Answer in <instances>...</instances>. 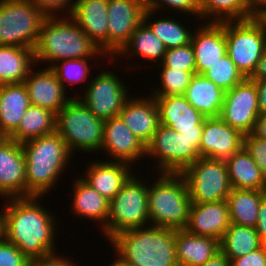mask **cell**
Masks as SVG:
<instances>
[{
	"mask_svg": "<svg viewBox=\"0 0 266 266\" xmlns=\"http://www.w3.org/2000/svg\"><path fill=\"white\" fill-rule=\"evenodd\" d=\"M175 236L173 228L149 225L123 231L109 241L117 257L131 266H179Z\"/></svg>",
	"mask_w": 266,
	"mask_h": 266,
	"instance_id": "cell-3",
	"label": "cell"
},
{
	"mask_svg": "<svg viewBox=\"0 0 266 266\" xmlns=\"http://www.w3.org/2000/svg\"><path fill=\"white\" fill-rule=\"evenodd\" d=\"M263 246L254 227L230 224L221 241L220 250L231 259L249 254Z\"/></svg>",
	"mask_w": 266,
	"mask_h": 266,
	"instance_id": "cell-34",
	"label": "cell"
},
{
	"mask_svg": "<svg viewBox=\"0 0 266 266\" xmlns=\"http://www.w3.org/2000/svg\"><path fill=\"white\" fill-rule=\"evenodd\" d=\"M160 67L196 71L195 55L191 43L167 49Z\"/></svg>",
	"mask_w": 266,
	"mask_h": 266,
	"instance_id": "cell-40",
	"label": "cell"
},
{
	"mask_svg": "<svg viewBox=\"0 0 266 266\" xmlns=\"http://www.w3.org/2000/svg\"><path fill=\"white\" fill-rule=\"evenodd\" d=\"M250 16L266 18V0H245Z\"/></svg>",
	"mask_w": 266,
	"mask_h": 266,
	"instance_id": "cell-48",
	"label": "cell"
},
{
	"mask_svg": "<svg viewBox=\"0 0 266 266\" xmlns=\"http://www.w3.org/2000/svg\"><path fill=\"white\" fill-rule=\"evenodd\" d=\"M56 131L71 154L75 149L82 153L100 151L104 120L96 117L80 99L72 97L56 114Z\"/></svg>",
	"mask_w": 266,
	"mask_h": 266,
	"instance_id": "cell-6",
	"label": "cell"
},
{
	"mask_svg": "<svg viewBox=\"0 0 266 266\" xmlns=\"http://www.w3.org/2000/svg\"><path fill=\"white\" fill-rule=\"evenodd\" d=\"M200 134H185L159 124L146 145V157L158 159L161 173H182L199 156Z\"/></svg>",
	"mask_w": 266,
	"mask_h": 266,
	"instance_id": "cell-9",
	"label": "cell"
},
{
	"mask_svg": "<svg viewBox=\"0 0 266 266\" xmlns=\"http://www.w3.org/2000/svg\"><path fill=\"white\" fill-rule=\"evenodd\" d=\"M255 229L260 237L261 243L266 246V194L261 198Z\"/></svg>",
	"mask_w": 266,
	"mask_h": 266,
	"instance_id": "cell-47",
	"label": "cell"
},
{
	"mask_svg": "<svg viewBox=\"0 0 266 266\" xmlns=\"http://www.w3.org/2000/svg\"><path fill=\"white\" fill-rule=\"evenodd\" d=\"M70 4H71V8L74 9L75 7H77L78 5H80L83 2H86L88 0H69Z\"/></svg>",
	"mask_w": 266,
	"mask_h": 266,
	"instance_id": "cell-54",
	"label": "cell"
},
{
	"mask_svg": "<svg viewBox=\"0 0 266 266\" xmlns=\"http://www.w3.org/2000/svg\"><path fill=\"white\" fill-rule=\"evenodd\" d=\"M153 97L158 105L160 124L188 135L202 133L206 117L188 102L185 95Z\"/></svg>",
	"mask_w": 266,
	"mask_h": 266,
	"instance_id": "cell-18",
	"label": "cell"
},
{
	"mask_svg": "<svg viewBox=\"0 0 266 266\" xmlns=\"http://www.w3.org/2000/svg\"><path fill=\"white\" fill-rule=\"evenodd\" d=\"M243 147L260 168L266 181V139L256 137L252 133L244 135Z\"/></svg>",
	"mask_w": 266,
	"mask_h": 266,
	"instance_id": "cell-41",
	"label": "cell"
},
{
	"mask_svg": "<svg viewBox=\"0 0 266 266\" xmlns=\"http://www.w3.org/2000/svg\"><path fill=\"white\" fill-rule=\"evenodd\" d=\"M33 64L34 49L0 45V85L23 83Z\"/></svg>",
	"mask_w": 266,
	"mask_h": 266,
	"instance_id": "cell-29",
	"label": "cell"
},
{
	"mask_svg": "<svg viewBox=\"0 0 266 266\" xmlns=\"http://www.w3.org/2000/svg\"><path fill=\"white\" fill-rule=\"evenodd\" d=\"M73 214L107 225L109 201L86 183L81 177L74 181ZM103 223V224H102Z\"/></svg>",
	"mask_w": 266,
	"mask_h": 266,
	"instance_id": "cell-30",
	"label": "cell"
},
{
	"mask_svg": "<svg viewBox=\"0 0 266 266\" xmlns=\"http://www.w3.org/2000/svg\"><path fill=\"white\" fill-rule=\"evenodd\" d=\"M112 71H101L84 93L83 102L91 112L102 120L111 119L120 115V112L129 98L125 83Z\"/></svg>",
	"mask_w": 266,
	"mask_h": 266,
	"instance_id": "cell-12",
	"label": "cell"
},
{
	"mask_svg": "<svg viewBox=\"0 0 266 266\" xmlns=\"http://www.w3.org/2000/svg\"><path fill=\"white\" fill-rule=\"evenodd\" d=\"M260 116L255 83L246 78L224 94L219 117L242 135L253 132Z\"/></svg>",
	"mask_w": 266,
	"mask_h": 266,
	"instance_id": "cell-13",
	"label": "cell"
},
{
	"mask_svg": "<svg viewBox=\"0 0 266 266\" xmlns=\"http://www.w3.org/2000/svg\"><path fill=\"white\" fill-rule=\"evenodd\" d=\"M140 180L132 174L109 202L107 225L101 228L107 240L123 231L149 225L148 185Z\"/></svg>",
	"mask_w": 266,
	"mask_h": 266,
	"instance_id": "cell-7",
	"label": "cell"
},
{
	"mask_svg": "<svg viewBox=\"0 0 266 266\" xmlns=\"http://www.w3.org/2000/svg\"><path fill=\"white\" fill-rule=\"evenodd\" d=\"M176 258L179 266H201L220 251V241L197 236L186 229L176 230Z\"/></svg>",
	"mask_w": 266,
	"mask_h": 266,
	"instance_id": "cell-26",
	"label": "cell"
},
{
	"mask_svg": "<svg viewBox=\"0 0 266 266\" xmlns=\"http://www.w3.org/2000/svg\"><path fill=\"white\" fill-rule=\"evenodd\" d=\"M191 203H209L227 200L232 186L225 160L199 157L182 173Z\"/></svg>",
	"mask_w": 266,
	"mask_h": 266,
	"instance_id": "cell-11",
	"label": "cell"
},
{
	"mask_svg": "<svg viewBox=\"0 0 266 266\" xmlns=\"http://www.w3.org/2000/svg\"><path fill=\"white\" fill-rule=\"evenodd\" d=\"M252 134L256 137L266 139V113L258 117Z\"/></svg>",
	"mask_w": 266,
	"mask_h": 266,
	"instance_id": "cell-52",
	"label": "cell"
},
{
	"mask_svg": "<svg viewBox=\"0 0 266 266\" xmlns=\"http://www.w3.org/2000/svg\"><path fill=\"white\" fill-rule=\"evenodd\" d=\"M0 196L26 197L25 156L21 143L0 138Z\"/></svg>",
	"mask_w": 266,
	"mask_h": 266,
	"instance_id": "cell-15",
	"label": "cell"
},
{
	"mask_svg": "<svg viewBox=\"0 0 266 266\" xmlns=\"http://www.w3.org/2000/svg\"><path fill=\"white\" fill-rule=\"evenodd\" d=\"M3 237V212L0 213V238Z\"/></svg>",
	"mask_w": 266,
	"mask_h": 266,
	"instance_id": "cell-55",
	"label": "cell"
},
{
	"mask_svg": "<svg viewBox=\"0 0 266 266\" xmlns=\"http://www.w3.org/2000/svg\"><path fill=\"white\" fill-rule=\"evenodd\" d=\"M200 18L213 17L211 22L247 20L249 14L245 0H198Z\"/></svg>",
	"mask_w": 266,
	"mask_h": 266,
	"instance_id": "cell-36",
	"label": "cell"
},
{
	"mask_svg": "<svg viewBox=\"0 0 266 266\" xmlns=\"http://www.w3.org/2000/svg\"><path fill=\"white\" fill-rule=\"evenodd\" d=\"M200 135V157L226 160L243 147L244 135L220 117H206Z\"/></svg>",
	"mask_w": 266,
	"mask_h": 266,
	"instance_id": "cell-16",
	"label": "cell"
},
{
	"mask_svg": "<svg viewBox=\"0 0 266 266\" xmlns=\"http://www.w3.org/2000/svg\"><path fill=\"white\" fill-rule=\"evenodd\" d=\"M30 260L13 243L0 238V266H29Z\"/></svg>",
	"mask_w": 266,
	"mask_h": 266,
	"instance_id": "cell-42",
	"label": "cell"
},
{
	"mask_svg": "<svg viewBox=\"0 0 266 266\" xmlns=\"http://www.w3.org/2000/svg\"><path fill=\"white\" fill-rule=\"evenodd\" d=\"M71 17L81 30L108 54V0H88L73 9Z\"/></svg>",
	"mask_w": 266,
	"mask_h": 266,
	"instance_id": "cell-24",
	"label": "cell"
},
{
	"mask_svg": "<svg viewBox=\"0 0 266 266\" xmlns=\"http://www.w3.org/2000/svg\"><path fill=\"white\" fill-rule=\"evenodd\" d=\"M225 162L232 188L266 191V181L260 168L244 147Z\"/></svg>",
	"mask_w": 266,
	"mask_h": 266,
	"instance_id": "cell-28",
	"label": "cell"
},
{
	"mask_svg": "<svg viewBox=\"0 0 266 266\" xmlns=\"http://www.w3.org/2000/svg\"><path fill=\"white\" fill-rule=\"evenodd\" d=\"M36 196L9 198L3 211V237L29 259L57 252L54 248L56 223Z\"/></svg>",
	"mask_w": 266,
	"mask_h": 266,
	"instance_id": "cell-1",
	"label": "cell"
},
{
	"mask_svg": "<svg viewBox=\"0 0 266 266\" xmlns=\"http://www.w3.org/2000/svg\"><path fill=\"white\" fill-rule=\"evenodd\" d=\"M227 54L249 78L266 49V18L225 21Z\"/></svg>",
	"mask_w": 266,
	"mask_h": 266,
	"instance_id": "cell-8",
	"label": "cell"
},
{
	"mask_svg": "<svg viewBox=\"0 0 266 266\" xmlns=\"http://www.w3.org/2000/svg\"><path fill=\"white\" fill-rule=\"evenodd\" d=\"M60 257V258H59ZM70 259L62 256H57V253H50L49 255L42 256L30 260L29 266H77Z\"/></svg>",
	"mask_w": 266,
	"mask_h": 266,
	"instance_id": "cell-46",
	"label": "cell"
},
{
	"mask_svg": "<svg viewBox=\"0 0 266 266\" xmlns=\"http://www.w3.org/2000/svg\"><path fill=\"white\" fill-rule=\"evenodd\" d=\"M194 31L190 43L195 55L196 74H203L227 54L225 21H209Z\"/></svg>",
	"mask_w": 266,
	"mask_h": 266,
	"instance_id": "cell-19",
	"label": "cell"
},
{
	"mask_svg": "<svg viewBox=\"0 0 266 266\" xmlns=\"http://www.w3.org/2000/svg\"><path fill=\"white\" fill-rule=\"evenodd\" d=\"M230 266H266V246L249 254L230 260Z\"/></svg>",
	"mask_w": 266,
	"mask_h": 266,
	"instance_id": "cell-45",
	"label": "cell"
},
{
	"mask_svg": "<svg viewBox=\"0 0 266 266\" xmlns=\"http://www.w3.org/2000/svg\"><path fill=\"white\" fill-rule=\"evenodd\" d=\"M225 92L203 74H194L185 92L188 102L205 117H219Z\"/></svg>",
	"mask_w": 266,
	"mask_h": 266,
	"instance_id": "cell-27",
	"label": "cell"
},
{
	"mask_svg": "<svg viewBox=\"0 0 266 266\" xmlns=\"http://www.w3.org/2000/svg\"><path fill=\"white\" fill-rule=\"evenodd\" d=\"M88 58L60 60L53 65H48L56 75L57 79L65 88V82L70 85L78 82H87V76L90 74ZM61 62V63H60Z\"/></svg>",
	"mask_w": 266,
	"mask_h": 266,
	"instance_id": "cell-39",
	"label": "cell"
},
{
	"mask_svg": "<svg viewBox=\"0 0 266 266\" xmlns=\"http://www.w3.org/2000/svg\"><path fill=\"white\" fill-rule=\"evenodd\" d=\"M145 9L144 0H108V58L114 59L128 42Z\"/></svg>",
	"mask_w": 266,
	"mask_h": 266,
	"instance_id": "cell-14",
	"label": "cell"
},
{
	"mask_svg": "<svg viewBox=\"0 0 266 266\" xmlns=\"http://www.w3.org/2000/svg\"><path fill=\"white\" fill-rule=\"evenodd\" d=\"M249 80H261L266 79V49L260 60L257 62L255 70L252 75L248 78Z\"/></svg>",
	"mask_w": 266,
	"mask_h": 266,
	"instance_id": "cell-50",
	"label": "cell"
},
{
	"mask_svg": "<svg viewBox=\"0 0 266 266\" xmlns=\"http://www.w3.org/2000/svg\"><path fill=\"white\" fill-rule=\"evenodd\" d=\"M266 191L232 188L227 197L232 224L256 227L261 198Z\"/></svg>",
	"mask_w": 266,
	"mask_h": 266,
	"instance_id": "cell-31",
	"label": "cell"
},
{
	"mask_svg": "<svg viewBox=\"0 0 266 266\" xmlns=\"http://www.w3.org/2000/svg\"><path fill=\"white\" fill-rule=\"evenodd\" d=\"M145 98L135 99L131 97L127 99L119 116L132 133L146 146L158 128L160 118L155 97Z\"/></svg>",
	"mask_w": 266,
	"mask_h": 266,
	"instance_id": "cell-22",
	"label": "cell"
},
{
	"mask_svg": "<svg viewBox=\"0 0 266 266\" xmlns=\"http://www.w3.org/2000/svg\"><path fill=\"white\" fill-rule=\"evenodd\" d=\"M144 3L146 9H151L155 12L161 7H164L163 5H167L168 7L177 10V12H187L189 14L191 13V15L196 14L197 17H200L198 0H144Z\"/></svg>",
	"mask_w": 266,
	"mask_h": 266,
	"instance_id": "cell-43",
	"label": "cell"
},
{
	"mask_svg": "<svg viewBox=\"0 0 266 266\" xmlns=\"http://www.w3.org/2000/svg\"><path fill=\"white\" fill-rule=\"evenodd\" d=\"M46 17H56L57 11L61 12L66 9L71 16L73 9L69 0H30ZM64 9V10H63ZM55 14V15H54Z\"/></svg>",
	"mask_w": 266,
	"mask_h": 266,
	"instance_id": "cell-44",
	"label": "cell"
},
{
	"mask_svg": "<svg viewBox=\"0 0 266 266\" xmlns=\"http://www.w3.org/2000/svg\"><path fill=\"white\" fill-rule=\"evenodd\" d=\"M32 70L23 82L30 103L57 114L72 98L65 96L66 88L50 68L45 67L36 73Z\"/></svg>",
	"mask_w": 266,
	"mask_h": 266,
	"instance_id": "cell-20",
	"label": "cell"
},
{
	"mask_svg": "<svg viewBox=\"0 0 266 266\" xmlns=\"http://www.w3.org/2000/svg\"><path fill=\"white\" fill-rule=\"evenodd\" d=\"M21 146L25 156L26 197H42L55 187L73 155L57 131Z\"/></svg>",
	"mask_w": 266,
	"mask_h": 266,
	"instance_id": "cell-2",
	"label": "cell"
},
{
	"mask_svg": "<svg viewBox=\"0 0 266 266\" xmlns=\"http://www.w3.org/2000/svg\"><path fill=\"white\" fill-rule=\"evenodd\" d=\"M54 131H56V114L31 104L24 113L17 130L9 138L18 143H24Z\"/></svg>",
	"mask_w": 266,
	"mask_h": 266,
	"instance_id": "cell-32",
	"label": "cell"
},
{
	"mask_svg": "<svg viewBox=\"0 0 266 266\" xmlns=\"http://www.w3.org/2000/svg\"><path fill=\"white\" fill-rule=\"evenodd\" d=\"M110 266H131V265L122 260L120 257H118L117 259H115L114 262H112Z\"/></svg>",
	"mask_w": 266,
	"mask_h": 266,
	"instance_id": "cell-53",
	"label": "cell"
},
{
	"mask_svg": "<svg viewBox=\"0 0 266 266\" xmlns=\"http://www.w3.org/2000/svg\"><path fill=\"white\" fill-rule=\"evenodd\" d=\"M203 75L224 92L231 90L234 86L246 79L235 66L228 54L221 57V59L207 69Z\"/></svg>",
	"mask_w": 266,
	"mask_h": 266,
	"instance_id": "cell-37",
	"label": "cell"
},
{
	"mask_svg": "<svg viewBox=\"0 0 266 266\" xmlns=\"http://www.w3.org/2000/svg\"><path fill=\"white\" fill-rule=\"evenodd\" d=\"M201 266H230V260L220 250L217 254H215Z\"/></svg>",
	"mask_w": 266,
	"mask_h": 266,
	"instance_id": "cell-51",
	"label": "cell"
},
{
	"mask_svg": "<svg viewBox=\"0 0 266 266\" xmlns=\"http://www.w3.org/2000/svg\"><path fill=\"white\" fill-rule=\"evenodd\" d=\"M159 173V178L148 187L151 226L185 229L191 206L187 182L181 173Z\"/></svg>",
	"mask_w": 266,
	"mask_h": 266,
	"instance_id": "cell-5",
	"label": "cell"
},
{
	"mask_svg": "<svg viewBox=\"0 0 266 266\" xmlns=\"http://www.w3.org/2000/svg\"><path fill=\"white\" fill-rule=\"evenodd\" d=\"M226 200L209 203H191L186 230L197 236H207L221 241L230 226Z\"/></svg>",
	"mask_w": 266,
	"mask_h": 266,
	"instance_id": "cell-21",
	"label": "cell"
},
{
	"mask_svg": "<svg viewBox=\"0 0 266 266\" xmlns=\"http://www.w3.org/2000/svg\"><path fill=\"white\" fill-rule=\"evenodd\" d=\"M154 13V10L145 9L143 22L161 39L167 49L177 48L191 42V31L174 19L161 17L159 20L153 21V23L149 22L151 15Z\"/></svg>",
	"mask_w": 266,
	"mask_h": 266,
	"instance_id": "cell-35",
	"label": "cell"
},
{
	"mask_svg": "<svg viewBox=\"0 0 266 266\" xmlns=\"http://www.w3.org/2000/svg\"><path fill=\"white\" fill-rule=\"evenodd\" d=\"M31 105L24 83L0 85V136L10 137Z\"/></svg>",
	"mask_w": 266,
	"mask_h": 266,
	"instance_id": "cell-25",
	"label": "cell"
},
{
	"mask_svg": "<svg viewBox=\"0 0 266 266\" xmlns=\"http://www.w3.org/2000/svg\"><path fill=\"white\" fill-rule=\"evenodd\" d=\"M101 149L107 151L115 161L128 164H134L146 155L145 144L132 133L120 116L104 120Z\"/></svg>",
	"mask_w": 266,
	"mask_h": 266,
	"instance_id": "cell-17",
	"label": "cell"
},
{
	"mask_svg": "<svg viewBox=\"0 0 266 266\" xmlns=\"http://www.w3.org/2000/svg\"><path fill=\"white\" fill-rule=\"evenodd\" d=\"M69 17V18H68ZM68 18V19H67ZM47 17L39 33L34 48V59L37 62L47 61L53 65L60 60L95 58L104 56L100 48L81 30L71 16ZM100 54V55H99ZM53 62V63H52Z\"/></svg>",
	"mask_w": 266,
	"mask_h": 266,
	"instance_id": "cell-4",
	"label": "cell"
},
{
	"mask_svg": "<svg viewBox=\"0 0 266 266\" xmlns=\"http://www.w3.org/2000/svg\"><path fill=\"white\" fill-rule=\"evenodd\" d=\"M160 74L162 88L153 89L151 96L184 95L196 71L162 67Z\"/></svg>",
	"mask_w": 266,
	"mask_h": 266,
	"instance_id": "cell-38",
	"label": "cell"
},
{
	"mask_svg": "<svg viewBox=\"0 0 266 266\" xmlns=\"http://www.w3.org/2000/svg\"><path fill=\"white\" fill-rule=\"evenodd\" d=\"M131 168L126 162L112 159L111 162L95 161L81 178L110 202L132 175Z\"/></svg>",
	"mask_w": 266,
	"mask_h": 266,
	"instance_id": "cell-23",
	"label": "cell"
},
{
	"mask_svg": "<svg viewBox=\"0 0 266 266\" xmlns=\"http://www.w3.org/2000/svg\"><path fill=\"white\" fill-rule=\"evenodd\" d=\"M255 83L260 114L266 113V79L251 80Z\"/></svg>",
	"mask_w": 266,
	"mask_h": 266,
	"instance_id": "cell-49",
	"label": "cell"
},
{
	"mask_svg": "<svg viewBox=\"0 0 266 266\" xmlns=\"http://www.w3.org/2000/svg\"><path fill=\"white\" fill-rule=\"evenodd\" d=\"M132 49V50H131ZM167 48L164 43L154 34V32L142 22L132 33L128 42L116 54L126 56V54L138 56L141 59H149L156 62L163 61ZM128 52V53H127ZM133 53V54H132ZM159 59V60H158Z\"/></svg>",
	"mask_w": 266,
	"mask_h": 266,
	"instance_id": "cell-33",
	"label": "cell"
},
{
	"mask_svg": "<svg viewBox=\"0 0 266 266\" xmlns=\"http://www.w3.org/2000/svg\"><path fill=\"white\" fill-rule=\"evenodd\" d=\"M46 18L30 0H0V45L34 49Z\"/></svg>",
	"mask_w": 266,
	"mask_h": 266,
	"instance_id": "cell-10",
	"label": "cell"
}]
</instances>
